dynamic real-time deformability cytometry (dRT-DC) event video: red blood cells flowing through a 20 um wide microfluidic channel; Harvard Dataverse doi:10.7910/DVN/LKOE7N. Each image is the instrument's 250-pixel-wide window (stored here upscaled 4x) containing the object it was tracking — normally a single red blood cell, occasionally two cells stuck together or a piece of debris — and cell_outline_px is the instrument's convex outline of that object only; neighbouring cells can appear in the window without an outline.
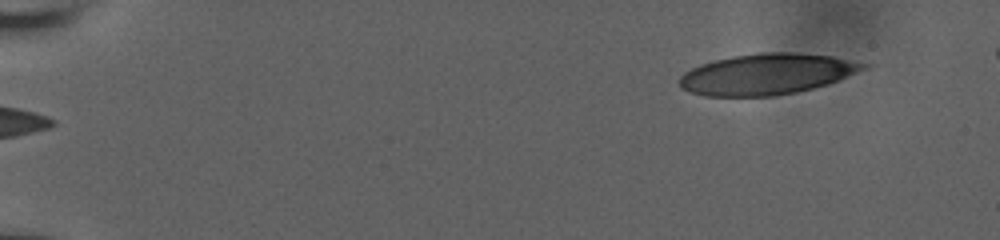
{"species": "human", "species_latin": "Homo sapiens", "temperature_condition": "room temperature", "stored_images_in_passage": 51, "camera_frame_rate_fps": 3000, "um_per_image_px": 0.085, "donor": {"sex": "male"}, "frame": {"image": 1, "passage_image": 1, "time_ms": 0.0, "image_size_px": [1000, 240], "cell_outline_px": [[872, 64], [868, 68], [828, 84], [796, 92], [776, 96], [704, 96], [680, 88], [676, 80], [684, 72], [700, 64], [732, 56], [760, 52], [792, 52], [832, 56]], "centroid_in_image_um": [65.18, 6.3], "position_along_channel_um": 19.8, "area_um2": 44.1}}
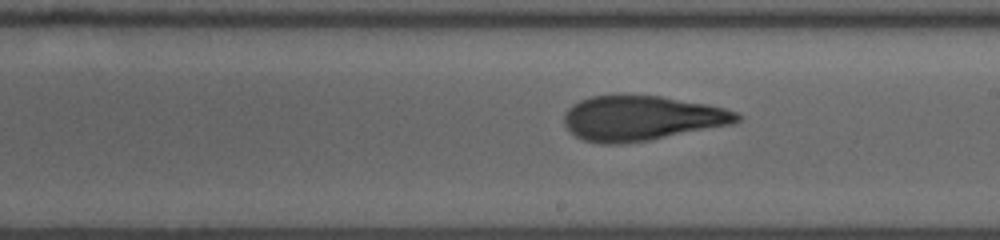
{"frame": {"image": 2, "passage_image": 29, "time_ms": 9.333, "image_size_px": [1000, 240], "cell_outline_px": [[744, 116], [740, 120], [732, 124], [648, 140], [620, 144], [604, 144], [584, 140], [576, 136], [564, 124], [564, 112], [572, 104], [588, 96], [660, 96], [708, 104], [724, 108], [736, 112]], "centroid_in_image_um": [54.53, 10.04], "position_along_channel_um": 234.5, "area_um2": 44.91}}
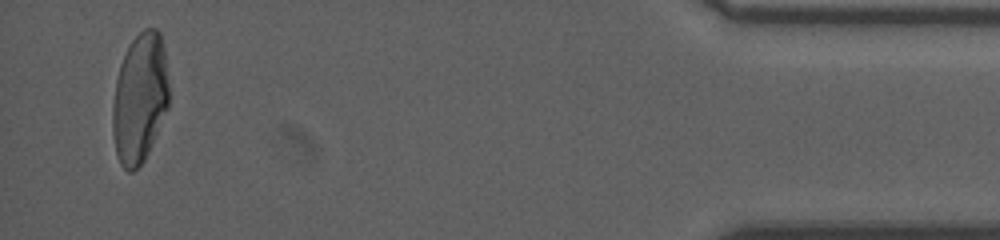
{"frame": {"image": 3, "passage_image": 49, "time_ms": 16.0, "image_size_px": [1000, 240], "cell_outline_px": [[168, 108], [148, 152], [144, 160], [132, 172], [128, 172], [120, 164], [116, 152], [112, 132], [112, 104], [116, 80], [120, 64], [128, 44], [144, 28], [156, 28], [160, 32], [164, 48], [168, 84]], "centroid_in_image_um": [11.87, 8.33], "position_along_channel_um": 423.3, "area_um2": 42.66}, "authors_computed_cell_mechanics": {"area_um2": 45.1418, "velocity_mm_per_s": 3.8639, "shape_relaxation_time_tau1_ms": 10.0946, "shape_relaxation_time_tau2_ms": 1.3914, "deformation_change_tau1": 0.309, "deformation_change_tau2": 0.0881}}